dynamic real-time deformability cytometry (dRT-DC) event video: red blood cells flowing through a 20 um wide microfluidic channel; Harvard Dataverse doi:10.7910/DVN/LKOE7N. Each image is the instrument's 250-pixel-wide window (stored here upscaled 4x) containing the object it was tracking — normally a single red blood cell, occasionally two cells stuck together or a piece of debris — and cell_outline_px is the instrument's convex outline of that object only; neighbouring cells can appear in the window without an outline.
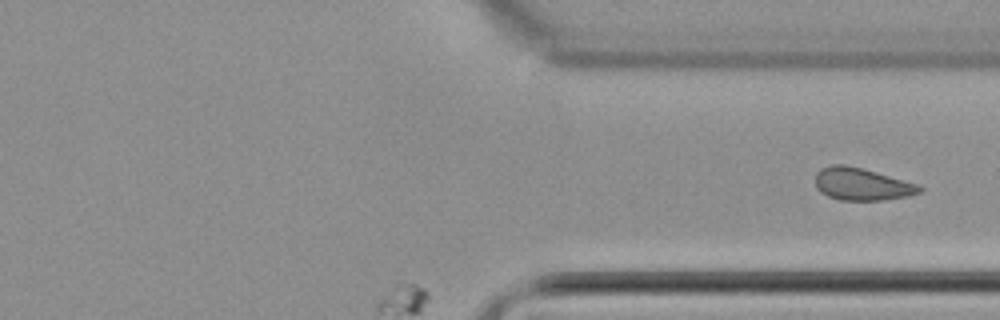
{"species": "common noctule bat (a hibernating species)", "species_latin": "Nyctalus noctula", "temperature_condition": "cold", "stored_images_in_passage": 38, "camera_frame_rate_fps": 3000, "um_per_image_px": 0.085, "animal": {"sex": "female", "body_mass_g": 22.7, "forearm_length_mm": 54.2}, "frame": {"image": 1, "passage_image": 38, "time_ms": 12.333, "image_size_px": [1000, 320], "cell_outline_px": [[924, 188], [920, 192], [908, 196], [884, 200], [840, 200], [828, 196], [820, 192], [816, 188], [816, 172], [820, 168], [832, 164], [844, 164], [876, 172], [920, 184]], "centroid_in_image_um": [73.26, 15.65], "position_along_channel_um": 338.1, "area_um2": 19.77}}